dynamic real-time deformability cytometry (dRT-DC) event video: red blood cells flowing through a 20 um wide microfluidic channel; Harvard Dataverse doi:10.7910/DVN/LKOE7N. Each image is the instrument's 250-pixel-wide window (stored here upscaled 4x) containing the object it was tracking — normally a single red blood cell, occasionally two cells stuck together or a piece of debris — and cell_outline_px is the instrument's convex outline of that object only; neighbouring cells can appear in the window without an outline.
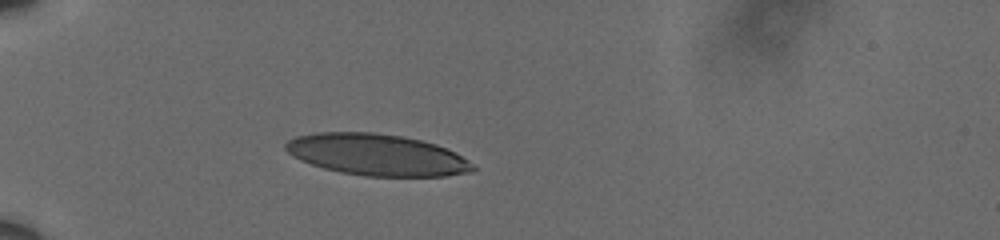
{"species": "human", "species_latin": "Homo sapiens", "temperature_condition": "cold", "stored_images_in_passage": 41, "camera_frame_rate_fps": 3000, "um_per_image_px": 0.085, "donor": {"sex": "male"}, "frame": {"image": 1, "passage_image": 1, "time_ms": 0.0, "image_size_px": [1000, 240], "cell_outline_px": [[476, 168], [472, 172], [444, 176], [364, 176], [340, 172], [324, 168], [300, 160], [288, 152], [284, 148], [284, 144], [288, 140], [296, 136], [316, 132], [372, 132], [400, 136], [420, 140], [436, 144], [460, 156], [472, 164]], "centroid_in_image_um": [31.99, 13.15], "position_along_channel_um": 53.0, "area_um2": 44.97}}
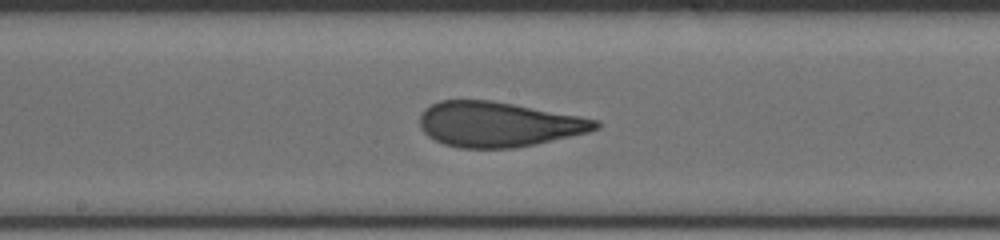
{"frame": {"image": 2, "passage_image": 16, "time_ms": 5.0, "image_size_px": [1000, 240], "cell_outline_px": [[600, 128], [588, 132], [536, 144], [516, 148], [460, 148], [444, 144], [428, 136], [420, 128], [420, 116], [424, 108], [440, 100], [492, 100], [580, 116], [600, 120]], "centroid_in_image_um": [42.36, 10.56], "position_along_channel_um": 205.8, "area_um2": 46.24}}
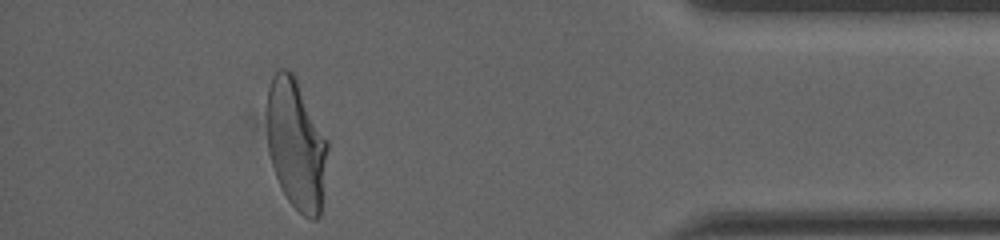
{"frame": {"image": 3, "passage_image": 36, "time_ms": 11.667, "image_size_px": [1000, 240], "cell_outline_px": [[328, 148], [320, 216], [316, 220], [312, 220], [304, 216], [288, 200], [276, 176], [268, 152], [268, 88], [272, 76], [280, 68], [288, 68], [292, 72], [328, 140]], "centroid_in_image_um": [25.18, 12.28], "position_along_channel_um": 410.0, "area_um2": 45.55}, "authors_computed_cell_mechanics": {"area_um2": 46.24, "velocity_mm_per_s": 3.6117, "shape_relaxation_time_tau1_ms": 6.5898, "shape_relaxation_time_tau2_ms": 1.073, "deformation_change_tau1": 0.2374, "deformation_change_tau2": 0.0967}}